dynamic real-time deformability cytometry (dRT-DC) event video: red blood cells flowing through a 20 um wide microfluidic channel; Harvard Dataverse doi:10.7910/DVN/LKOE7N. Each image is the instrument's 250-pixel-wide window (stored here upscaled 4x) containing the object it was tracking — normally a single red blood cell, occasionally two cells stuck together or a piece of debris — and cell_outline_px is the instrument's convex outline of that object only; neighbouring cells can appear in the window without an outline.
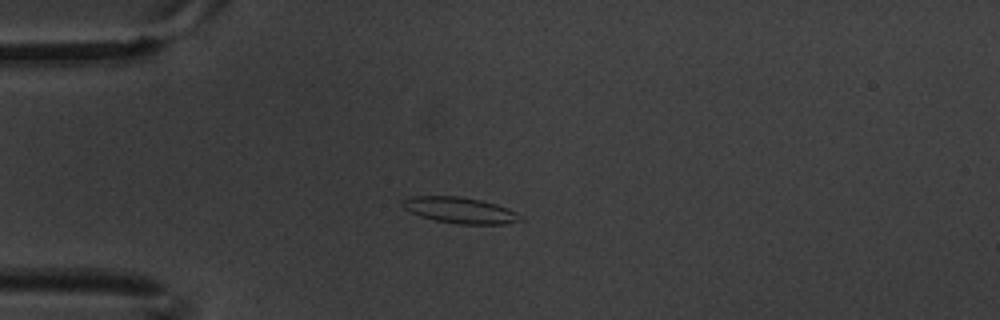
{"species": "common noctule bat (a hibernating species)", "species_latin": "Nyctalus noctula", "temperature_condition": "warm", "stored_images_in_passage": 6, "camera_frame_rate_fps": 3000, "um_per_image_px": 0.085, "animal": {"sex": "male", "body_mass_g": 20.1, "forearm_length_mm": 53.5}, "frame": {"image": 1, "passage_image": 3, "time_ms": 0.667, "image_size_px": [1000, 320], "cell_outline_px": [[524, 220], [508, 224], [460, 224], [436, 220], [420, 216], [404, 208], [400, 204], [404, 200], [412, 196], [460, 196], [480, 200], [496, 204], [508, 208], [516, 212]], "centroid_in_image_um": [39.13, 17.87], "position_along_channel_um": 45.9, "area_um2": 17.8}}
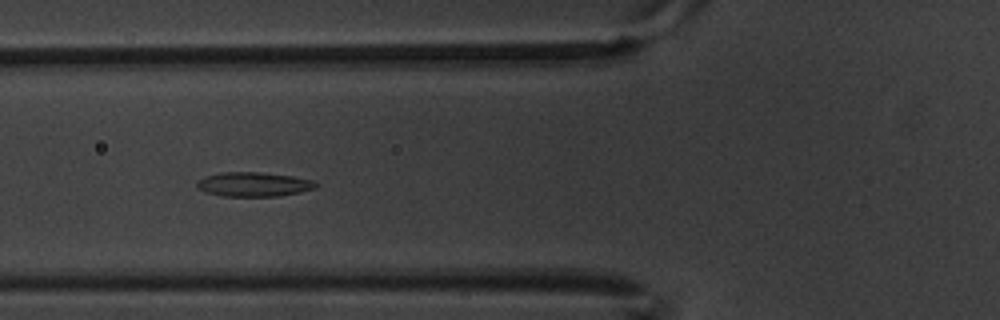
{"frame": {"image": 2, "passage_image": 5, "time_ms": 1.333, "image_size_px": [1000, 320], "cell_outline_px": [[316, 188], [300, 192], [280, 196], [220, 196], [196, 188], [196, 180], [204, 176], [220, 172], [260, 172], [292, 176], [312, 180], [316, 184]], "centroid_in_image_um": [21.51, 15.66], "position_along_channel_um": 104.3, "area_um2": 16.94}}
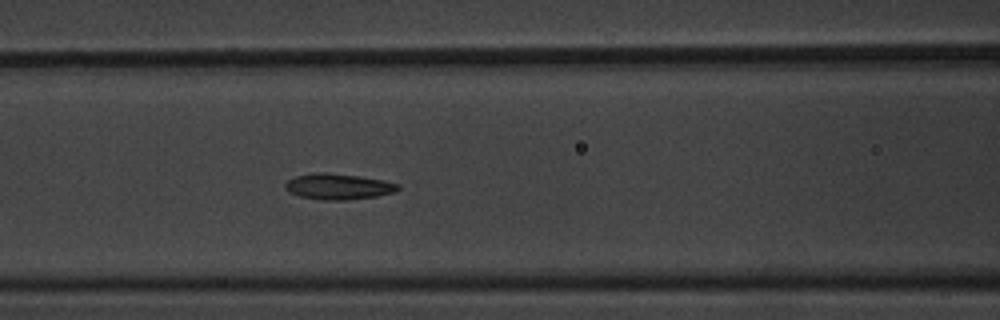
{"frame": {"image": 3, "passage_image": 6, "time_ms": 1.667, "image_size_px": [1000, 320], "cell_outline_px": [[400, 188], [396, 192], [376, 196], [348, 200], [324, 200], [300, 196], [288, 192], [284, 188], [284, 184], [288, 180], [296, 176], [316, 172], [324, 172], [356, 176], [380, 180], [400, 184]], "centroid_in_image_um": [28.73, 15.86], "position_along_channel_um": 137.9, "area_um2": 16.88}}